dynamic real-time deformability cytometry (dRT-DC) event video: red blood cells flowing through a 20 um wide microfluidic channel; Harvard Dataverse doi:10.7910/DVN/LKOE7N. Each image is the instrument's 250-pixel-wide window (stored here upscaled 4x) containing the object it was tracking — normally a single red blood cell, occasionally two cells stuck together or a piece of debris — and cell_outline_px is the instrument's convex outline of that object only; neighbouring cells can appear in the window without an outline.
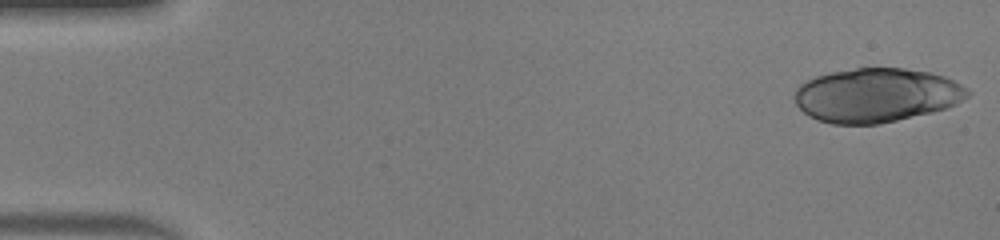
{"species": "human", "species_latin": "Homo sapiens", "temperature_condition": "warm", "stored_images_in_passage": 48, "camera_frame_rate_fps": 3000, "um_per_image_px": 0.085, "donor": {"sex": "male"}, "frame": {"image": 1, "passage_image": 1, "time_ms": 0.0, "image_size_px": [1000, 240], "cell_outline_px": [[972, 92], [968, 96], [956, 104], [932, 112], [880, 124], [832, 124], [816, 120], [808, 116], [796, 104], [796, 88], [800, 84], [816, 76], [832, 72], [856, 68], [904, 68], [928, 72], [944, 76], [968, 88]], "centroid_in_image_um": [74.5, 8.1], "position_along_channel_um": 10.5, "area_um2": 54.39}}
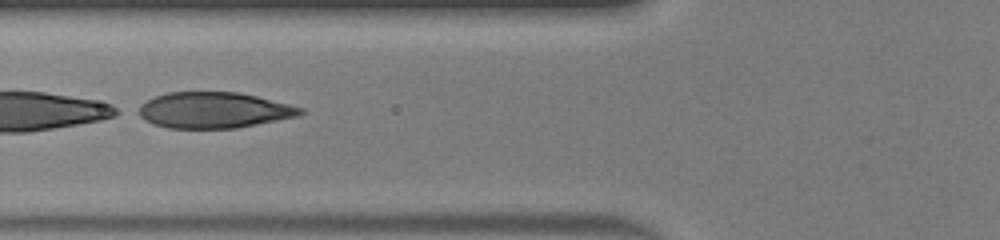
{"frame": {"image": 2, "passage_image": 19, "time_ms": 6.0, "image_size_px": [1000, 240], "cell_outline_px": [[304, 112], [300, 116], [236, 128], [168, 128], [152, 124], [144, 120], [132, 112], [140, 104], [156, 96], [168, 92], [236, 92], [256, 96], [304, 108]], "centroid_in_image_um": [18.11, 9.37], "position_along_channel_um": 107.7, "area_um2": 34.16}}
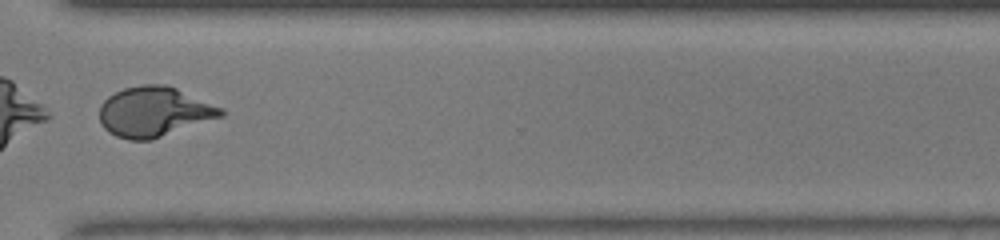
{"frame": {"image": 3, "passage_image": 37, "time_ms": 12.0, "image_size_px": [1000, 240], "cell_outline_px": [[224, 116], [152, 140], [128, 140], [116, 136], [108, 132], [100, 124], [100, 104], [108, 96], [124, 88], [144, 84], [164, 84], [176, 88], [224, 108]], "centroid_in_image_um": [13.1, 9.51], "position_along_channel_um": 357.5, "area_um2": 35.55}}